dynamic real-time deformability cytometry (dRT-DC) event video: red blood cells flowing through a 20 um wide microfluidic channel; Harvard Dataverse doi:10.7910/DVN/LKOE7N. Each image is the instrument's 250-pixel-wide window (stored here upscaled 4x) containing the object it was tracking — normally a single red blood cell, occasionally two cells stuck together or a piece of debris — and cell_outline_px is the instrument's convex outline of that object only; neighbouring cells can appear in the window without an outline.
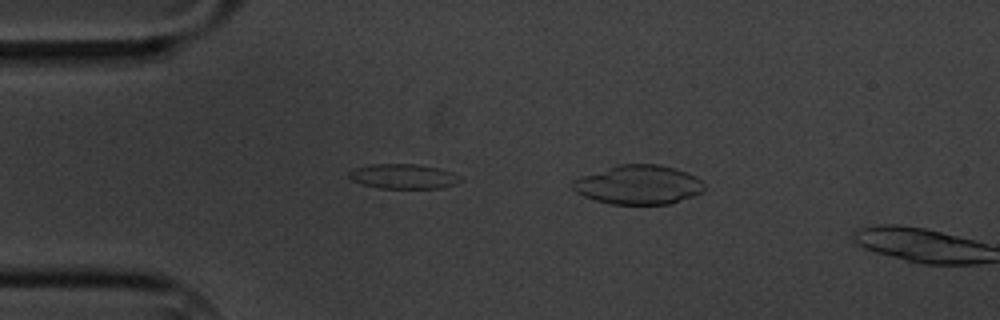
{"species": "common noctule bat (a hibernating species)", "species_latin": "Nyctalus noctula", "temperature_condition": "cold", "stored_images_in_passage": 5, "camera_frame_rate_fps": 3000, "um_per_image_px": 0.085, "animal": {"sex": "male", "body_mass_g": 20.1, "forearm_length_mm": 53.5}, "frame": {"image": 1, "passage_image": 5, "time_ms": 5.667, "image_size_px": [1000, 320], "cell_outline_px": [[704, 192], [668, 204], [612, 204], [596, 200], [584, 196], [576, 192], [572, 188], [572, 180], [580, 176], [616, 164], [660, 164], [676, 168], [688, 172], [696, 176], [704, 184]], "centroid_in_image_um": [54.26, 15.69], "position_along_channel_um": 30.7, "area_um2": 30.23}}